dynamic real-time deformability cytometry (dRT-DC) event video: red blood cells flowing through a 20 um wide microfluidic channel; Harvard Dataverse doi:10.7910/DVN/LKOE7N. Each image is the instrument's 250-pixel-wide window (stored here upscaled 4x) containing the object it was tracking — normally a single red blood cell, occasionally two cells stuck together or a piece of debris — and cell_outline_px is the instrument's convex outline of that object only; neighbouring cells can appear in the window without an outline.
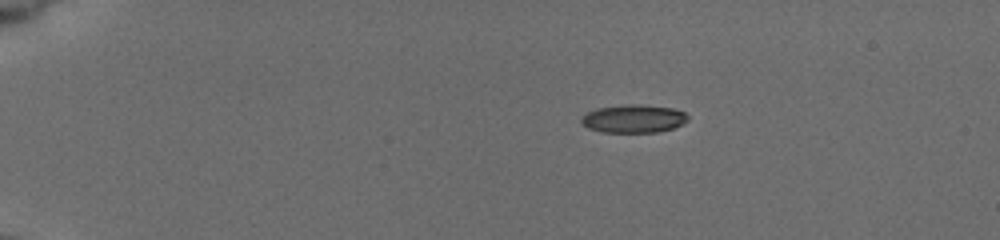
{"species": "common noctule bat (a hibernating species)", "species_latin": "Nyctalus noctula", "temperature_condition": "cold", "stored_images_in_passage": 45, "camera_frame_rate_fps": 3000, "um_per_image_px": 0.085, "animal": {"sex": "female", "body_mass_g": 19.5, "forearm_length_mm": 54.1}, "frame": {"image": 1, "passage_image": 1, "time_ms": 0.0, "image_size_px": [1000, 240], "cell_outline_px": [[688, 120], [672, 128], [656, 132], [604, 132], [588, 128], [580, 120], [588, 112], [596, 108], [628, 104], [640, 104], [672, 108], [684, 112], [688, 116]], "centroid_in_image_um": [53.86, 10.08], "position_along_channel_um": 31.1, "area_um2": 17.22}}
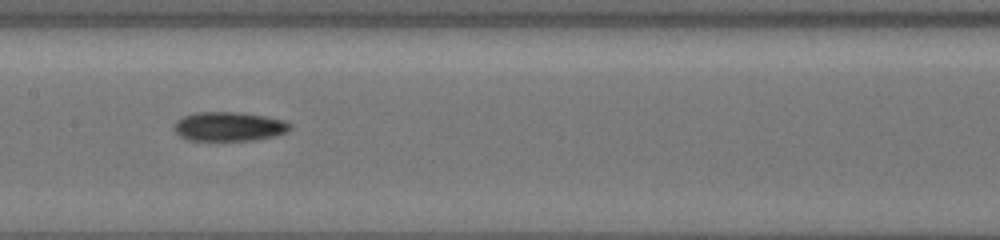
{"frame": {"image": 2, "passage_image": 20, "time_ms": 6.333, "image_size_px": [1000, 240], "cell_outline_px": [[292, 128], [288, 132], [276, 136], [256, 140], [188, 140], [180, 136], [172, 128], [172, 124], [176, 120], [184, 116], [196, 112], [240, 112], [264, 116], [284, 120], [292, 124]], "centroid_in_image_um": [19.47, 10.75], "position_along_channel_um": 187.9, "area_um2": 20.0}}
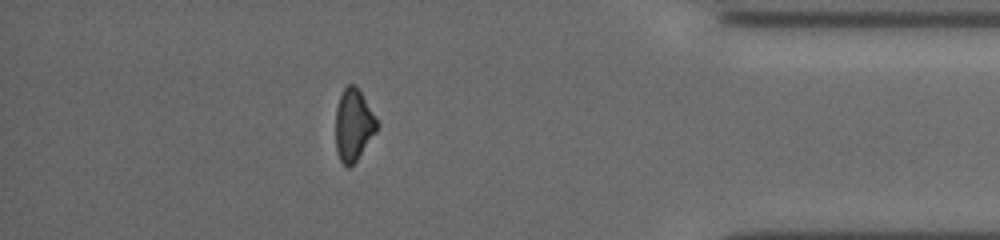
{"frame": {"image": 3, "passage_image": 39, "time_ms": 12.667, "image_size_px": [1000, 240], "cell_outline_px": [[380, 124], [376, 132], [356, 160], [348, 168], [340, 160], [336, 152], [336, 108], [340, 96], [344, 88], [348, 84], [356, 84]], "centroid_in_image_um": [30.05, 10.6], "position_along_channel_um": 405.1, "area_um2": 17.28}, "authors_computed_cell_mechanics": {"area_um2": 18.5538, "velocity_mm_per_s": 3.8758, "shape_relaxation_time_tau1_ms": 8.7843, "shape_relaxation_time_tau2_ms": null, "deformation_change_tau1": 0.1917, "deformation_change_tau2": null}}